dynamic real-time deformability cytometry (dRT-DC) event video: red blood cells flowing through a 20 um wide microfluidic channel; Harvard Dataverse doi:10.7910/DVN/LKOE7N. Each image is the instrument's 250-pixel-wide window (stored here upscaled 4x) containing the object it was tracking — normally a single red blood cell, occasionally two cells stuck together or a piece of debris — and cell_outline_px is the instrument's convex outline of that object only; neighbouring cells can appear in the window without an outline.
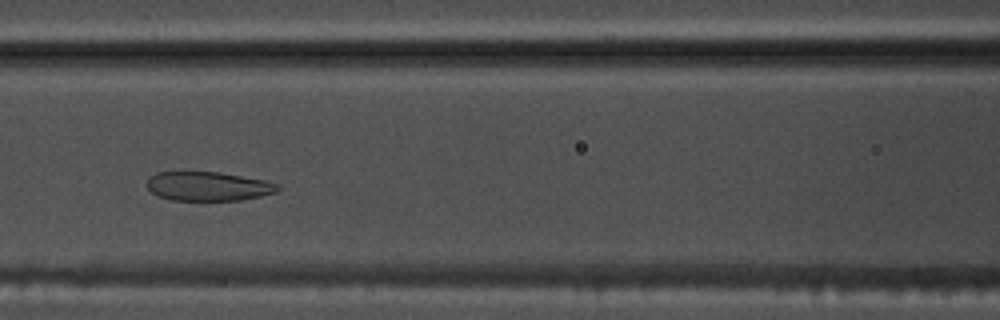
{"species": "common noctule bat (a hibernating species)", "species_latin": "Nyctalus noctula", "temperature_condition": "warm", "stored_images_in_passage": 44, "camera_frame_rate_fps": 3000, "um_per_image_px": 0.085, "animal": {"sex": "male", "body_mass_g": 17.5, "forearm_length_mm": 52.3}, "frame": {"image": 1, "passage_image": 14, "time_ms": 4.333, "image_size_px": [1000, 320], "cell_outline_px": [[280, 188], [276, 192], [260, 196], [240, 200], [172, 200], [160, 196], [152, 192], [148, 188], [148, 176], [156, 172], [220, 172], [264, 180], [280, 184]], "centroid_in_image_um": [17.71, 15.82], "position_along_channel_um": 148.9, "area_um2": 22.08}}
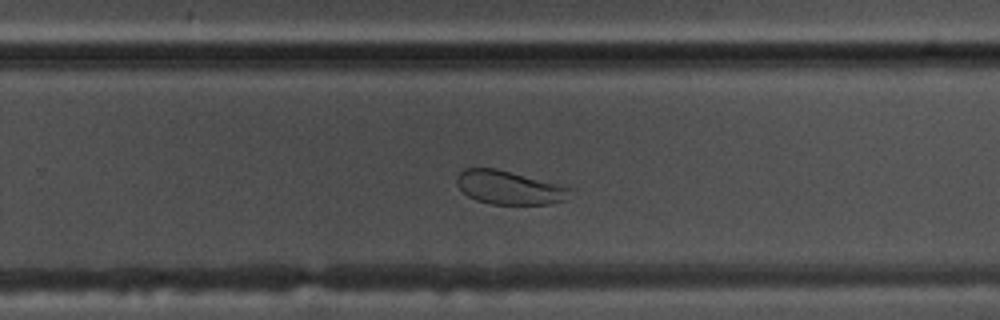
{"frame": {"image": 2, "passage_image": 25, "time_ms": 8.0, "image_size_px": [1000, 320], "cell_outline_px": [[576, 188], [564, 200], [552, 204], [492, 204], [476, 200], [468, 196], [456, 184], [456, 176], [464, 168], [496, 168]], "centroid_in_image_um": [43.31, 15.94], "position_along_channel_um": 286.5, "area_um2": 22.37}}
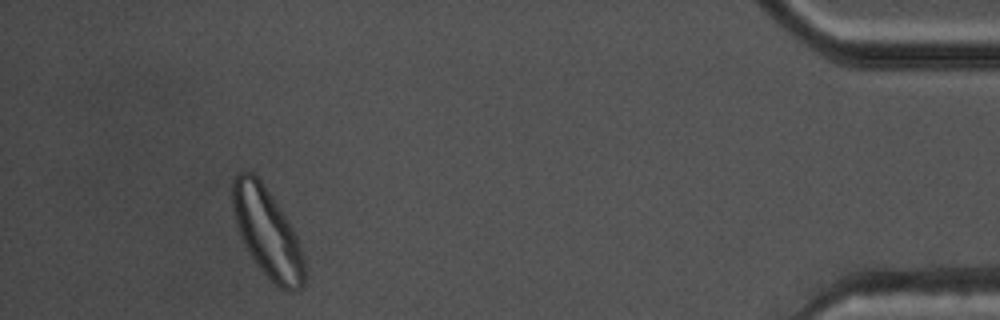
{"frame": {"image": 3, "passage_image": 40, "time_ms": 13.0, "image_size_px": [1000, 320], "cell_outline_px": [[304, 284], [300, 288], [292, 292], [288, 292], [280, 288], [256, 264], [248, 252], [244, 244], [236, 224], [232, 212], [232, 180], [240, 172], [252, 172], [260, 180], [292, 228], [296, 236], [304, 264]], "centroid_in_image_um": [22.68, 19.78], "position_along_channel_um": 412.5, "area_um2": 36.41}, "authors_computed_cell_mechanics": {"area_um2": 28.5532, "velocity_mm_per_s": 3.7631, "shape_relaxation_time_tau1_ms": 6.384, "shape_relaxation_time_tau2_ms": 1.4738, "deformation_change_tau1": 0.1551, "deformation_change_tau2": 0.0665}}